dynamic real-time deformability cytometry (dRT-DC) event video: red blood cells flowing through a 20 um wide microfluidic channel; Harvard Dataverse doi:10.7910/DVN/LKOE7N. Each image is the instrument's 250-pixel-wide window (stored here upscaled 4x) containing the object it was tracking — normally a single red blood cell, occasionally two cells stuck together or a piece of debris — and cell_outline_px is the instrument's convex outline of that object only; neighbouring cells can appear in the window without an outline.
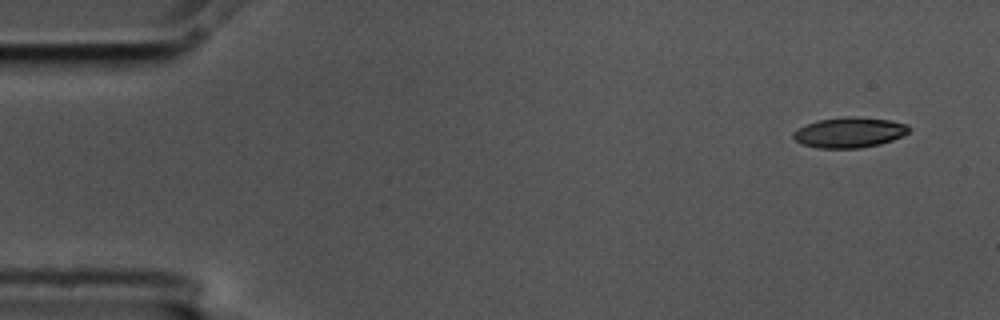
{"species": "common noctule bat (a hibernating species)", "species_latin": "Nyctalus noctula", "temperature_condition": "cold", "stored_images_in_passage": 5, "camera_frame_rate_fps": 3000, "um_per_image_px": 0.085, "animal": {"sex": "male", "body_mass_g": 17.5, "forearm_length_mm": 52.3}, "frame": {"image": 1, "passage_image": 1, "time_ms": 0.0, "image_size_px": [1000, 320], "cell_outline_px": [[912, 128], [908, 132], [892, 140], [880, 144], [860, 148], [816, 148], [800, 144], [792, 136], [792, 132], [796, 128], [816, 120], [844, 116], [856, 116], [888, 120], [908, 124]], "centroid_in_image_um": [72.15, 11.25], "position_along_channel_um": 12.8, "area_um2": 20.75}}
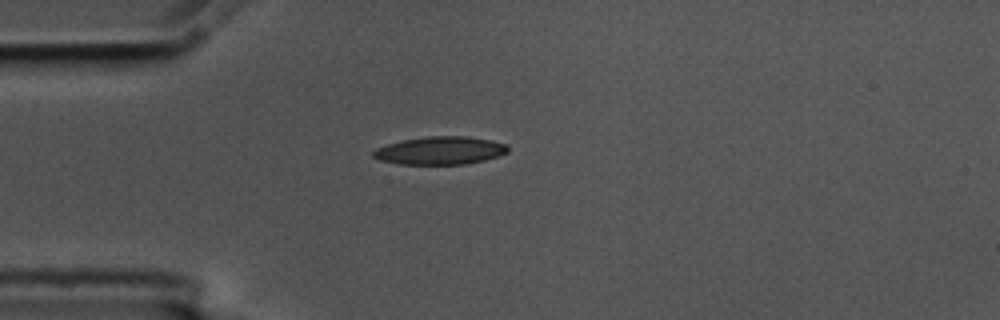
{"frame": {"image": 2, "passage_image": 4, "time_ms": 1.0, "image_size_px": [1000, 320], "cell_outline_px": [[508, 152], [484, 160], [464, 164], [400, 164], [380, 160], [372, 156], [372, 152], [376, 148], [388, 144], [404, 140], [428, 136], [464, 136], [488, 140], [508, 144]], "centroid_in_image_um": [37.4, 12.8], "position_along_channel_um": 47.6, "area_um2": 21.68}}